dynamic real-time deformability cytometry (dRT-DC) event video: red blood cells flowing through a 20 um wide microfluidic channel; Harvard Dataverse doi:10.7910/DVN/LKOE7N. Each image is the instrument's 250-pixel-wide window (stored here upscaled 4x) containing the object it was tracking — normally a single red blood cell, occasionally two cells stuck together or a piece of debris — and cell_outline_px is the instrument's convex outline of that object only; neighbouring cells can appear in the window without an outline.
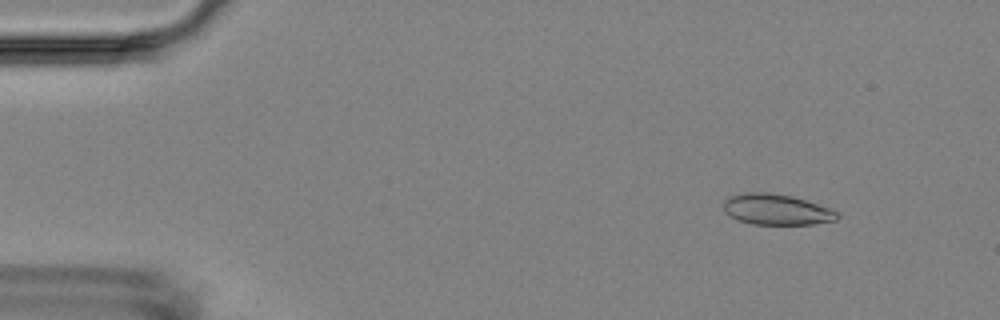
{"species": "Egyptian fruit bat (a non-hibernating species)", "species_latin": "Rousettus aegyptiacus", "temperature_condition": "room temperature", "stored_images_in_passage": 6, "camera_frame_rate_fps": 3000, "um_per_image_px": 0.085, "animal": {"sex": "female"}, "frame": {"image": 1, "passage_image": 6, "time_ms": 6.667, "image_size_px": [1000, 320], "cell_outline_px": [[840, 216], [836, 220], [812, 224], [752, 224], [728, 216], [724, 212], [724, 200], [728, 196], [744, 192], [768, 192], [792, 196], [828, 208], [836, 212]], "centroid_in_image_um": [65.94, 17.8], "position_along_channel_um": 19.1, "area_um2": 20.29}}